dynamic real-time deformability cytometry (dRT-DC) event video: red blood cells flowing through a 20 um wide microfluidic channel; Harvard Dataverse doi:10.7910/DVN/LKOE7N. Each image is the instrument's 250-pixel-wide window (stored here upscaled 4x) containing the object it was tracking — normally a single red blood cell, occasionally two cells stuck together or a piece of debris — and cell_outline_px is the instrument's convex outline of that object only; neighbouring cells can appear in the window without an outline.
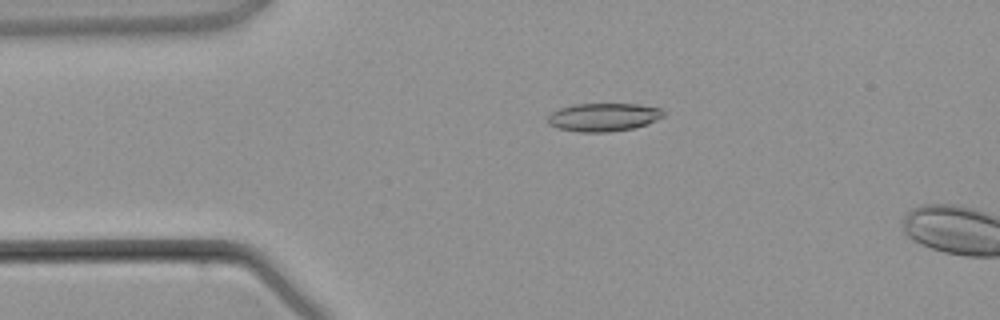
{"species": "common noctule bat (a hibernating species)", "species_latin": "Nyctalus noctula", "temperature_condition": "warm", "stored_images_in_passage": 4, "camera_frame_rate_fps": 3000, "um_per_image_px": 0.085, "animal": {"sex": "male", "body_mass_g": 21.5, "forearm_length_mm": 52.0}, "frame": {"image": 1, "passage_image": 3, "time_ms": 2.333, "image_size_px": [1000, 320], "cell_outline_px": [[664, 116], [648, 124], [632, 128], [608, 132], [580, 132], [556, 128], [548, 124], [548, 116], [552, 112], [560, 108], [572, 104], [636, 104], [660, 108], [664, 112]], "centroid_in_image_um": [51.28, 9.96], "position_along_channel_um": 33.7, "area_um2": 19.02}}